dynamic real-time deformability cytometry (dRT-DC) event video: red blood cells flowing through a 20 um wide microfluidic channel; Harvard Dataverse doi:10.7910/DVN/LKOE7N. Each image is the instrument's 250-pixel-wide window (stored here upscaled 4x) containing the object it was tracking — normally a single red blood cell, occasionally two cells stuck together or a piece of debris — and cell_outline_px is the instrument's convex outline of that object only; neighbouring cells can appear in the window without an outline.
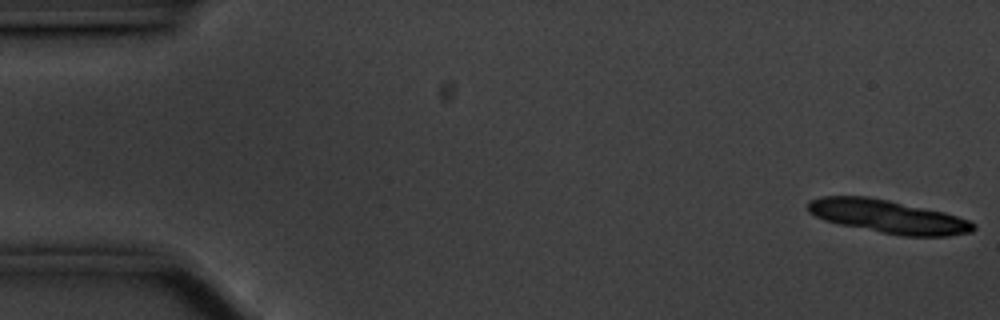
{"species": "common noctule bat (a hibernating species)", "species_latin": "Nyctalus noctula", "temperature_condition": "cold", "stored_images_in_passage": 14, "camera_frame_rate_fps": 3000, "um_per_image_px": 0.085, "animal": {"sex": "male", "body_mass_g": 20.1, "forearm_length_mm": 53.5}, "frame": {"image": 1, "passage_image": 1, "time_ms": 0.0, "image_size_px": [1000, 320], "cell_outline_px": [[976, 228], [972, 232], [948, 236], [904, 236], [880, 232], [840, 224], [824, 220], [808, 212], [808, 204], [812, 200], [820, 196], [868, 196], [888, 200], [944, 212], [968, 220], [976, 224]], "centroid_in_image_um": [75.5, 18.41], "position_along_channel_um": 9.5, "area_um2": 31.85}}